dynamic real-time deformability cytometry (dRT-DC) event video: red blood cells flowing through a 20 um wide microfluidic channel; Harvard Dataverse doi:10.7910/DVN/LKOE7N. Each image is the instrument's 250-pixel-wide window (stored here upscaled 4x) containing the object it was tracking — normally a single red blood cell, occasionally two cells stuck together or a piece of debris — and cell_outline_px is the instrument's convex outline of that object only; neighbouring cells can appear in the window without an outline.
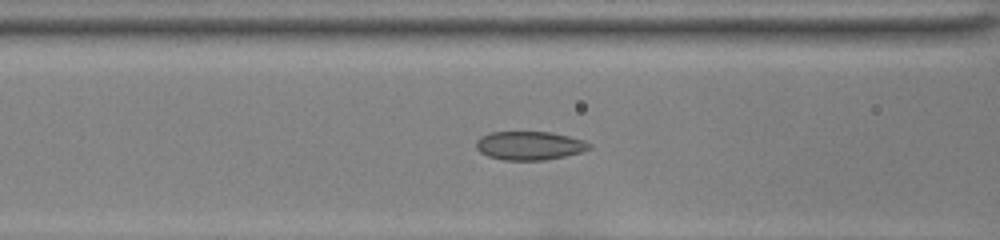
{"species": "common noctule bat (a hibernating species)", "species_latin": "Nyctalus noctula", "temperature_condition": "room temperature", "stored_images_in_passage": 33, "camera_frame_rate_fps": 3000, "um_per_image_px": 0.085, "animal": {"sex": "female", "body_mass_g": 22.0, "forearm_length_mm": 56.7}, "frame": {"image": 1, "passage_image": 6, "time_ms": 1.667, "image_size_px": [1000, 240], "cell_outline_px": [[592, 148], [580, 152], [564, 156], [544, 160], [504, 160], [488, 156], [480, 152], [476, 148], [476, 140], [480, 136], [488, 132], [552, 132], [584, 140], [592, 144]], "centroid_in_image_um": [45.0, 12.37], "position_along_channel_um": 121.6, "area_um2": 18.96}}
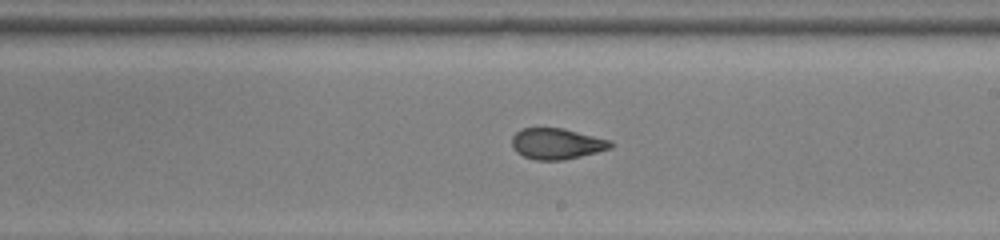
{"frame": {"image": 2, "passage_image": 15, "time_ms": 4.667, "image_size_px": [1000, 240], "cell_outline_px": [[616, 144], [612, 148], [580, 156], [560, 160], [536, 160], [524, 156], [516, 152], [512, 144], [512, 136], [520, 128], [564, 128], [612, 140]], "centroid_in_image_um": [47.35, 12.2], "position_along_channel_um": 241.6, "area_um2": 17.92}}
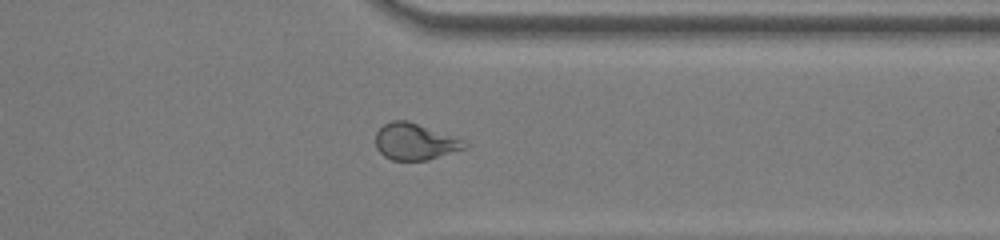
{"frame": {"image": 3, "passage_image": 25, "time_ms": 8.0, "image_size_px": [1000, 240], "cell_outline_px": [[468, 144], [464, 148], [428, 160], [392, 160], [384, 156], [376, 148], [376, 132], [384, 124], [392, 120], [408, 120], [464, 140]], "centroid_in_image_um": [35.24, 12.03], "position_along_channel_um": 376.2, "area_um2": 18.79}}